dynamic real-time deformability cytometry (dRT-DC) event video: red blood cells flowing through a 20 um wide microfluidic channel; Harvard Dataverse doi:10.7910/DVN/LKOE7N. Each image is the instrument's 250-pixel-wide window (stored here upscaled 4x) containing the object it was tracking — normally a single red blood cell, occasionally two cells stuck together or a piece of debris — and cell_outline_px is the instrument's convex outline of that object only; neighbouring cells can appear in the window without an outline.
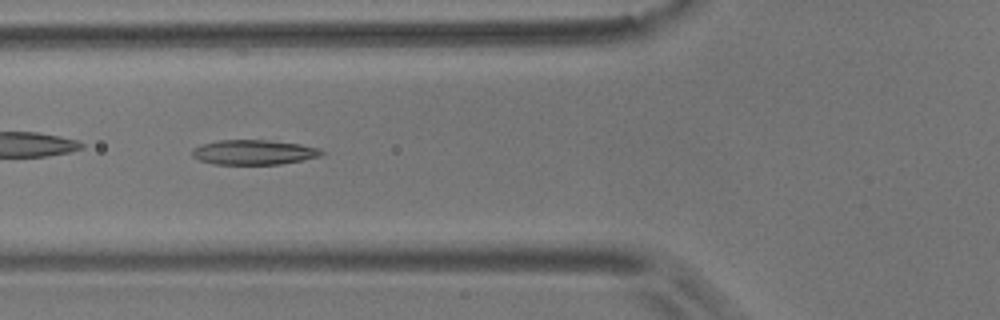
{"species": "common noctule bat (a hibernating species)", "species_latin": "Nyctalus noctula", "temperature_condition": "room temperature", "stored_images_in_passage": 30, "camera_frame_rate_fps": 3000, "um_per_image_px": 0.085, "animal": {"sex": "male", "body_mass_g": 17.9}, "frame": {"image": 1, "passage_image": 5, "time_ms": 1.333, "image_size_px": [1000, 320], "cell_outline_px": [[324, 152], [320, 156], [280, 164], [212, 164], [200, 160], [192, 156], [192, 148], [200, 144], [220, 140], [264, 140], [300, 144], [320, 148]], "centroid_in_image_um": [21.53, 12.94], "position_along_channel_um": 104.3, "area_um2": 18.61}}
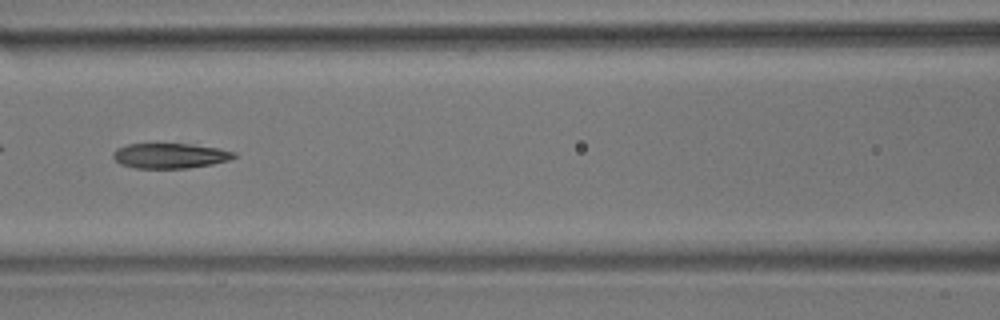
{"frame": {"image": 2, "passage_image": 9, "time_ms": 2.667, "image_size_px": [1000, 320], "cell_outline_px": [[236, 156], [228, 160], [212, 164], [188, 168], [136, 168], [120, 164], [112, 156], [112, 152], [116, 148], [128, 144], [192, 144], [220, 148], [236, 152]], "centroid_in_image_um": [14.45, 13.23], "position_along_channel_um": 152.2, "area_um2": 17.74}}